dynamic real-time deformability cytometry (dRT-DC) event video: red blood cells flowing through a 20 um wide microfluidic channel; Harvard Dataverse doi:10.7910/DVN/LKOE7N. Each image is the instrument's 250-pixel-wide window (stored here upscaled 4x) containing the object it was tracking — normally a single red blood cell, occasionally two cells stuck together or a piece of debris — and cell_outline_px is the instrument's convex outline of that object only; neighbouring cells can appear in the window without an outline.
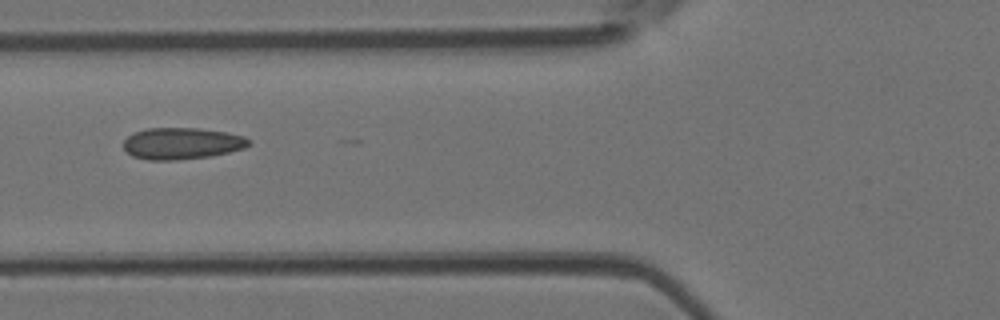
{"species": "Egyptian fruit bat (a non-hibernating species)", "species_latin": "Rousettus aegyptiacus", "temperature_condition": "room temperature", "stored_images_in_passage": 2, "camera_frame_rate_fps": 3000, "um_per_image_px": 0.085, "animal": {"sex": "female"}, "frame": {"image": 1, "passage_image": 2, "time_ms": 0.333, "image_size_px": [1000, 320], "cell_outline_px": [[252, 144], [244, 148], [212, 156], [176, 160], [148, 160], [132, 156], [124, 148], [124, 140], [132, 132], [148, 128], [196, 128], [224, 132], [244, 136]], "centroid_in_image_um": [15.43, 12.19], "position_along_channel_um": 110.4, "area_um2": 23.06}}